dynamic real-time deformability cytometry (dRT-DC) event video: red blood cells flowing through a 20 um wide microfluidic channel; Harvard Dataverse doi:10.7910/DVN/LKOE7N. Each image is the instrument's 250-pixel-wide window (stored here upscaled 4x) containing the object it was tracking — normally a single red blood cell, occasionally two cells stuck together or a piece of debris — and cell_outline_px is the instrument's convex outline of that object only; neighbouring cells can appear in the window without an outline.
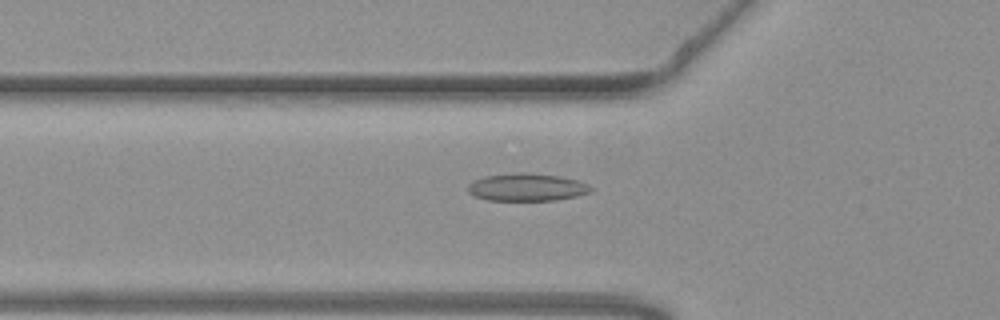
{"species": "common noctule bat (a hibernating species)", "species_latin": "Nyctalus noctula", "temperature_condition": "warm", "stored_images_in_passage": 39, "camera_frame_rate_fps": 3000, "um_per_image_px": 0.085, "animal": {"sex": "female", "body_mass_g": 19.3, "forearm_length_mm": 54.1}, "frame": {"image": 1, "passage_image": 3, "time_ms": 0.667, "image_size_px": [1000, 320], "cell_outline_px": [[596, 188], [592, 192], [576, 196], [556, 200], [488, 200], [476, 196], [468, 192], [468, 184], [472, 180], [484, 176], [520, 172], [524, 172], [560, 176], [576, 180], [588, 184]], "centroid_in_image_um": [44.81, 15.91], "position_along_channel_um": 81.0, "area_um2": 19.88}}
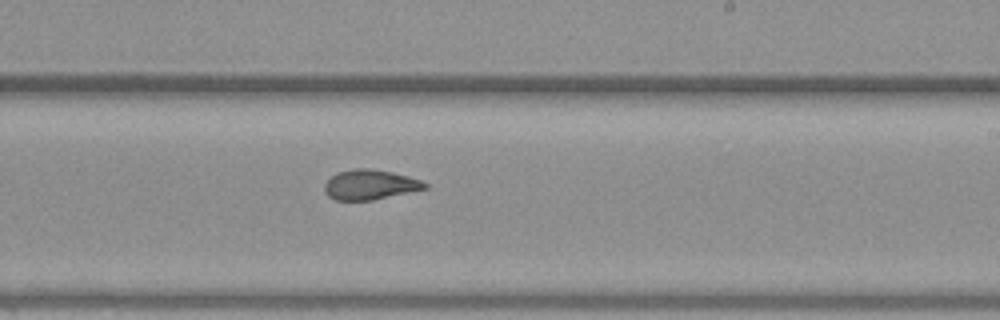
{"frame": {"image": 2, "passage_image": 17, "time_ms": 5.333, "image_size_px": [1000, 320], "cell_outline_px": [[428, 188], [372, 200], [336, 200], [328, 196], [324, 192], [324, 184], [336, 172], [352, 168], [372, 168], [392, 172], [408, 176], [420, 180], [428, 184]], "centroid_in_image_um": [31.43, 15.68], "position_along_channel_um": 257.6, "area_um2": 17.57}}
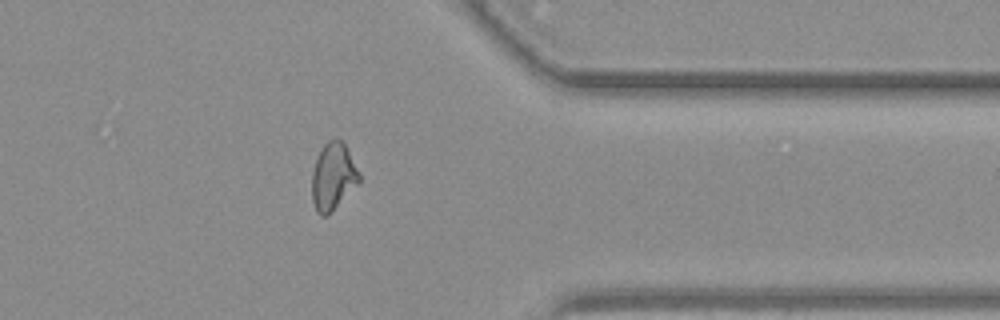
{"frame": {"image": 3, "passage_image": 28, "time_ms": 9.0, "image_size_px": [1000, 320], "cell_outline_px": [[360, 180], [332, 212], [328, 216], [320, 216], [316, 212], [312, 200], [312, 172], [320, 148], [328, 140], [340, 140], [344, 144], [360, 176]], "centroid_in_image_um": [28.27, 15.05], "position_along_channel_um": 383.1, "area_um2": 18.15}, "authors_computed_cell_mechanics": {"area_um2": 17.8602, "velocity_mm_per_s": 3.7686, "shape_relaxation_time_tau1_ms": 9.1969, "shape_relaxation_time_tau2_ms": 1.2934, "deformation_change_tau1": 0.2097, "deformation_change_tau2": 0.0754}}